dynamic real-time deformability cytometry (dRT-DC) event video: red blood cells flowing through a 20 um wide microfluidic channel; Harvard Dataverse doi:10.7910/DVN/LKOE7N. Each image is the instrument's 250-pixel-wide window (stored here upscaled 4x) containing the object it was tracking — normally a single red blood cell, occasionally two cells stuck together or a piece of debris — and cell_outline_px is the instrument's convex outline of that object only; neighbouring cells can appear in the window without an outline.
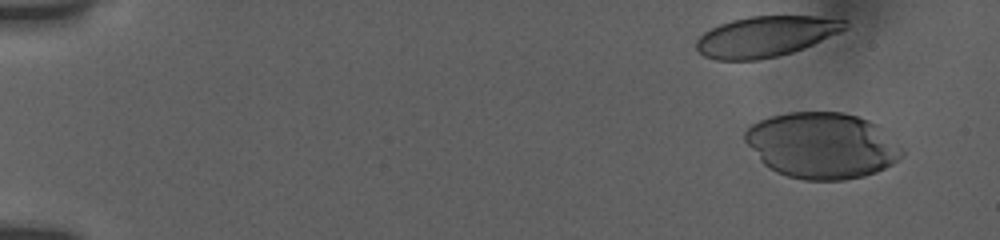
{"species": "human", "species_latin": "Homo sapiens", "temperature_condition": "room temperature", "stored_images_in_passage": 8, "camera_frame_rate_fps": 3000, "um_per_image_px": 0.085, "donor": {"sex": "female"}, "frame": {"image": 1, "passage_image": 2, "time_ms": 0.667, "image_size_px": [1000, 240], "cell_outline_px": [[904, 156], [892, 164], [876, 172], [864, 176], [844, 180], [804, 180], [788, 176], [776, 172], [764, 164], [760, 160], [744, 140], [744, 132], [752, 124], [760, 120], [772, 116], [788, 112], [844, 112], [868, 120], [884, 128], [904, 148]], "centroid_in_image_um": [69.91, 12.36], "position_along_channel_um": 15.1, "area_um2": 60.81}}